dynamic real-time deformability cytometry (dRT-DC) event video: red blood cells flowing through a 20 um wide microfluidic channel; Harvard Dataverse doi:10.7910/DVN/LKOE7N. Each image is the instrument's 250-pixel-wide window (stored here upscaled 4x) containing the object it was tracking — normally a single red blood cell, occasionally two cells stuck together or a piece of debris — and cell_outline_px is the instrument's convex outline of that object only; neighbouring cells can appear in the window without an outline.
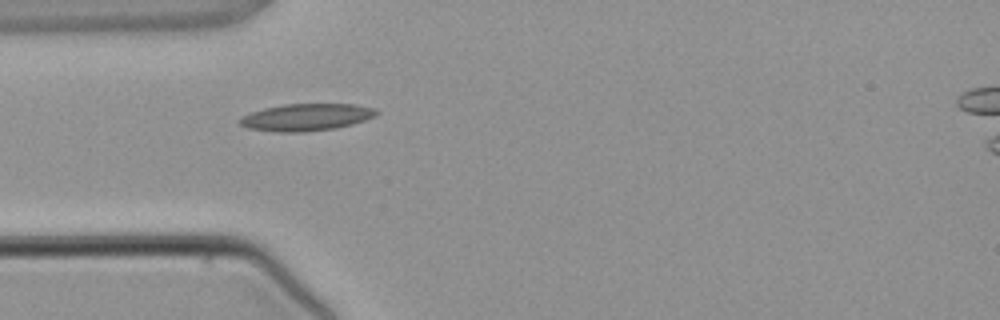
{"species": "common noctule bat (a hibernating species)", "species_latin": "Nyctalus noctula", "temperature_condition": "warm", "stored_images_in_passage": 1, "camera_frame_rate_fps": 3000, "um_per_image_px": 0.085, "animal": {"sex": "male", "body_mass_g": 21.5, "forearm_length_mm": 52.0}, "frame": {"image": 1, "passage_image": 1, "time_ms": 0.0, "image_size_px": [1000, 320], "cell_outline_px": [[380, 112], [376, 116], [352, 124], [336, 128], [304, 132], [276, 132], [248, 128], [240, 124], [236, 120], [252, 112], [264, 108], [284, 104], [356, 104], [376, 108]], "centroid_in_image_um": [26.07, 9.96], "position_along_channel_um": 58.9, "area_um2": 21.68}}